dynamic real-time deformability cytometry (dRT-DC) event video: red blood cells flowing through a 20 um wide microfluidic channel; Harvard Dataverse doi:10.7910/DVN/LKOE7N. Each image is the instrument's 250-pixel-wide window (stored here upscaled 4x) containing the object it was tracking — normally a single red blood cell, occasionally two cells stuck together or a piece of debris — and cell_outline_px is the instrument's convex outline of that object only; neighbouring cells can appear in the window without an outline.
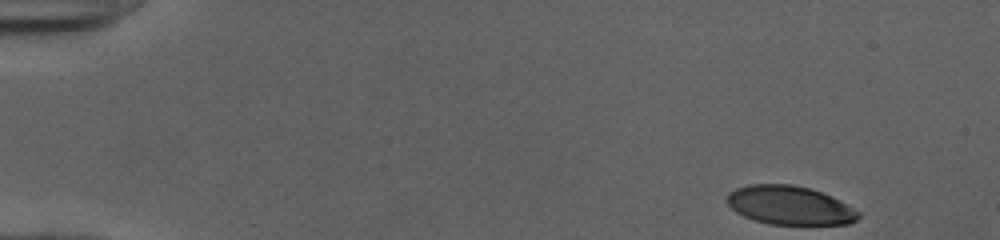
{"species": "human", "species_latin": "Homo sapiens", "temperature_condition": "cold", "stored_images_in_passage": 45, "camera_frame_rate_fps": 3000, "um_per_image_px": 0.085, "donor": {"sex": "female"}, "frame": {"image": 1, "passage_image": 1, "time_ms": 0.0, "image_size_px": [1000, 240], "cell_outline_px": [[860, 216], [856, 220], [848, 224], [768, 224], [752, 220], [736, 212], [724, 200], [728, 192], [736, 188], [748, 184], [792, 184], [808, 188], [820, 192], [860, 212]], "centroid_in_image_um": [67.04, 17.45], "position_along_channel_um": 18.0, "area_um2": 29.48}}
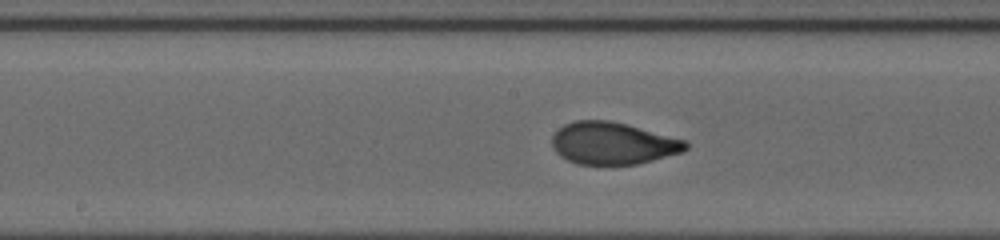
{"frame": {"image": 2, "passage_image": 24, "time_ms": 7.667, "image_size_px": [1000, 240], "cell_outline_px": [[688, 148], [684, 152], [636, 164], [576, 164], [560, 156], [552, 148], [552, 136], [564, 124], [572, 120], [608, 120], [688, 140]], "centroid_in_image_um": [52.09, 12.18], "position_along_channel_um": 196.1, "area_um2": 32.83}}
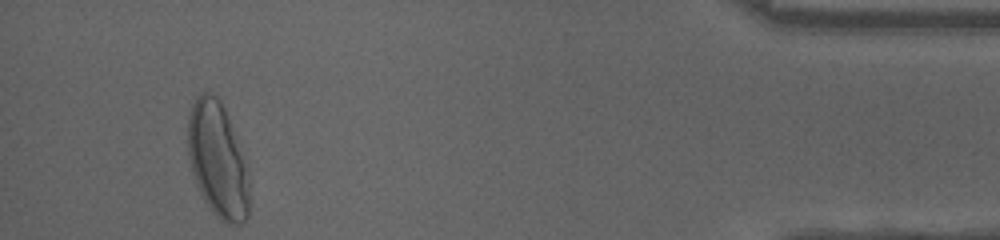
{"frame": {"image": 3, "passage_image": 45, "time_ms": 14.667, "image_size_px": [1000, 240], "cell_outline_px": [[248, 216], [240, 224], [224, 224], [212, 212], [204, 200], [196, 184], [192, 172], [188, 156], [188, 116], [192, 104], [196, 96], [204, 92], [208, 92], [216, 96], [220, 100], [224, 108], [244, 160], [248, 172]], "centroid_in_image_um": [18.47, 13.62], "position_along_channel_um": 416.7, "area_um2": 40.81}, "authors_computed_cell_mechanics": {"area_um2": 32.368, "velocity_mm_per_s": 4.0034, "shape_relaxation_time_tau1_ms": 4.7391, "shape_relaxation_time_tau2_ms": null, "deformation_change_tau1": 0.2079, "deformation_change_tau2": null}}